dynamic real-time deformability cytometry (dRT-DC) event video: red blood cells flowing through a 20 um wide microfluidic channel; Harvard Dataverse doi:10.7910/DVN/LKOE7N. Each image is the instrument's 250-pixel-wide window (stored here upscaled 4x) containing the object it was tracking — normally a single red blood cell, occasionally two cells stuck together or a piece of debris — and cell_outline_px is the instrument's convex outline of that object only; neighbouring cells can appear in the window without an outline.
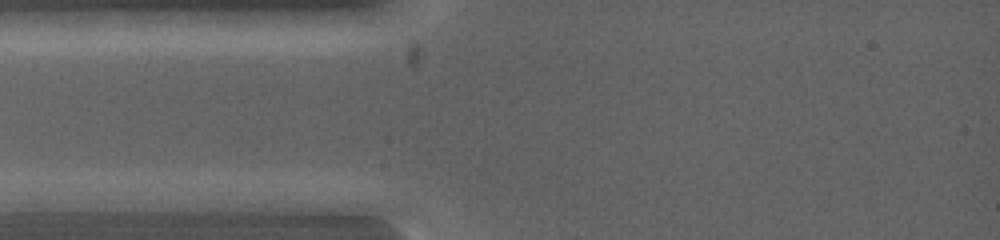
{"species": "common noctule bat (a hibernating species)", "species_latin": "Nyctalus noctula", "temperature_condition": "warm", "stored_images_in_passage": 3, "camera_frame_rate_fps": 5000, "um_per_image_px": 0.085, "animal": {"sex": "female", "body_mass_g": 19.0, "forearm_length_mm": 53.3}, "frame": {"image": 1, "passage_image": 2, "time_ms": 0.4, "image_size_px": [1000, 240], "cell_outline_px": [[128, 200], [92, 212], [36, 212], [12, 200], [52, 192], [100, 192]], "centroid_in_image_um": [5.9, 17.16], "position_along_channel_um": 79.1, "area_um2": 12.2}}